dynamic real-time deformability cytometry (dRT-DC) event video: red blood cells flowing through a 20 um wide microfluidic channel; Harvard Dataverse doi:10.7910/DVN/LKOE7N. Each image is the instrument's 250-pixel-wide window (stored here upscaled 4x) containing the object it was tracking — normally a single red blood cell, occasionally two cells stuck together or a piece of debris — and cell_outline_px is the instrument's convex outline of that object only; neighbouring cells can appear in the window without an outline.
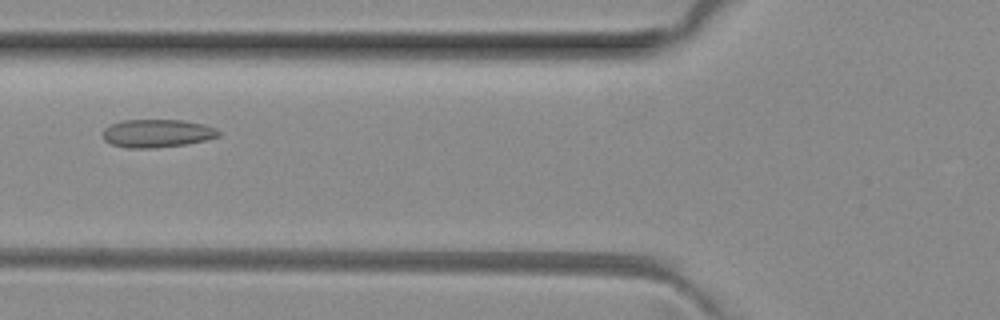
{"species": "common noctule bat (a hibernating species)", "species_latin": "Nyctalus noctula", "temperature_condition": "room temperature", "stored_images_in_passage": 46, "camera_frame_rate_fps": 3000, "um_per_image_px": 0.085, "animal": {"sex": "female", "body_mass_g": 29.2, "forearm_length_mm": 56.3}, "frame": {"image": 1, "passage_image": 15, "time_ms": 4.667, "image_size_px": [1000, 320], "cell_outline_px": [[220, 136], [188, 144], [152, 148], [128, 148], [112, 144], [104, 140], [100, 132], [104, 128], [120, 120], [184, 120], [204, 124], [216, 128], [220, 132]], "centroid_in_image_um": [13.33, 11.33], "position_along_channel_um": 112.5, "area_um2": 19.13}}
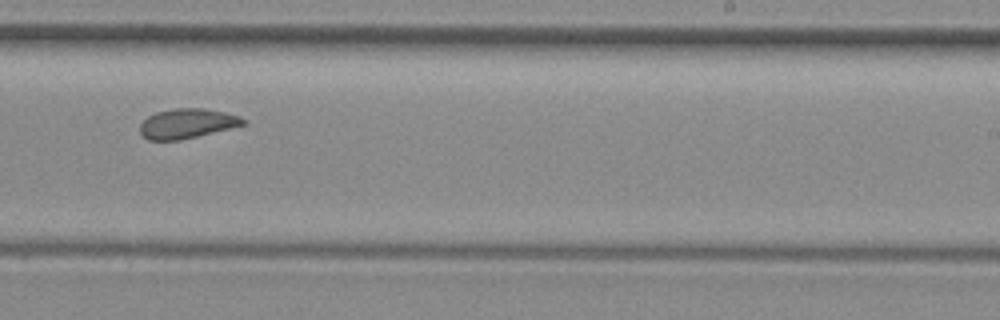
{"frame": {"image": 2, "passage_image": 27, "time_ms": 8.667, "image_size_px": [1000, 320], "cell_outline_px": [[248, 124], [180, 140], [148, 140], [140, 132], [140, 124], [148, 116], [156, 112], [176, 108], [204, 108], [224, 112], [240, 116], [248, 120]], "centroid_in_image_um": [15.94, 10.49], "position_along_channel_um": 273.1, "area_um2": 17.92}}
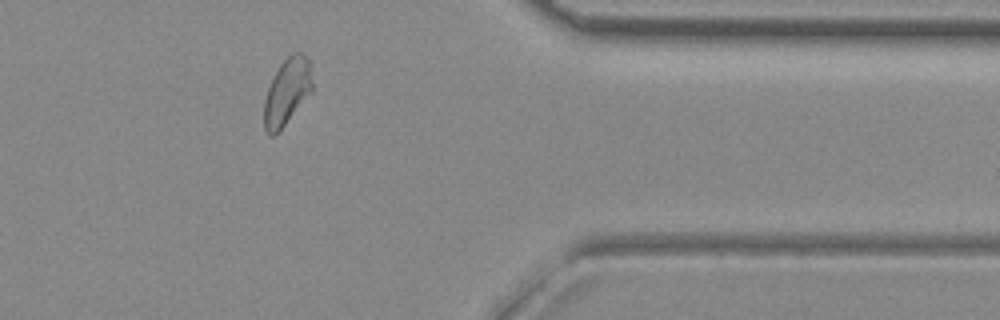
{"frame": {"image": 3, "passage_image": 37, "time_ms": 12.0, "image_size_px": [1000, 320], "cell_outline_px": [[312, 92], [284, 124], [272, 136], [268, 136], [264, 128], [264, 100], [268, 88], [280, 64], [292, 52], [300, 52], [308, 60], [312, 80]], "centroid_in_image_um": [24.38, 7.79], "position_along_channel_um": 387.0, "area_um2": 18.26}, "authors_computed_cell_mechanics": {"area_um2": 19.1607, "velocity_mm_per_s": 4.0231, "shape_relaxation_time_tau1_ms": null, "shape_relaxation_time_tau2_ms": 1.8103, "deformation_change_tau1": null, "deformation_change_tau2": 0.0854}}